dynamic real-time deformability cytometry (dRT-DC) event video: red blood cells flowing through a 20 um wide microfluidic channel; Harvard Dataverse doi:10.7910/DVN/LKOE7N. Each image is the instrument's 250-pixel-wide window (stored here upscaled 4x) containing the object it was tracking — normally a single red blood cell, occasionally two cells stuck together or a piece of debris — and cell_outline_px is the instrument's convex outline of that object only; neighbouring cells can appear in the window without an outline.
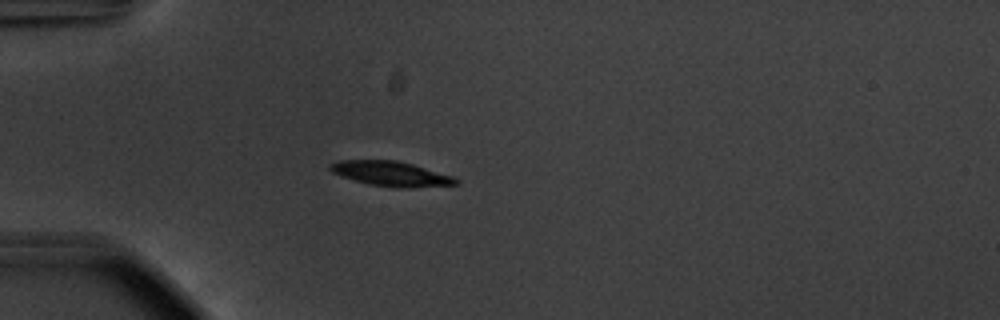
{"species": "common noctule bat (a hibernating species)", "species_latin": "Nyctalus noctula", "temperature_condition": "warm", "stored_images_in_passage": 40, "camera_frame_rate_fps": 3000, "um_per_image_px": 0.085, "animal": {"sex": "male", "body_mass_g": 20.1, "forearm_length_mm": 53.5}, "frame": {"image": 1, "passage_image": 1, "time_ms": 0.0, "image_size_px": [1000, 320], "cell_outline_px": [[460, 180], [456, 184], [408, 188], [400, 188], [368, 184], [340, 176], [332, 172], [328, 168], [328, 164], [340, 160], [396, 160], [412, 164], [452, 176]], "centroid_in_image_um": [33.18, 14.76], "position_along_channel_um": 51.8, "area_um2": 18.09}}
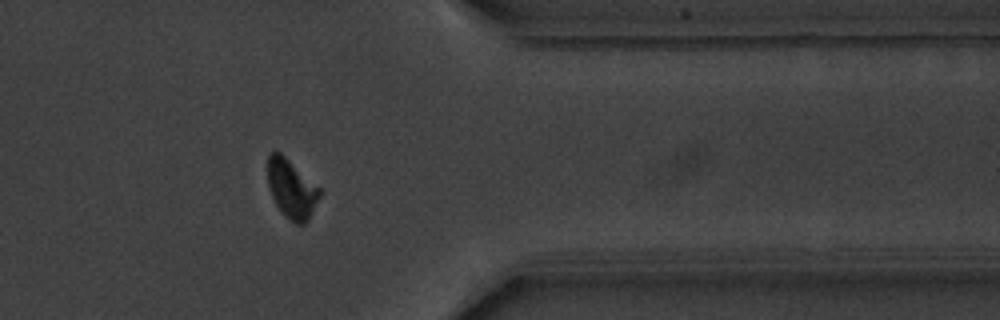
{"frame": {"image": 2, "passage_image": 30, "time_ms": 9.667, "image_size_px": [1000, 320], "cell_outline_px": [[320, 196], [308, 220], [304, 224], [296, 224], [284, 216], [276, 204], [272, 196], [268, 184], [268, 156], [272, 152], [280, 152], [320, 188]], "centroid_in_image_um": [24.78, 16.07], "position_along_channel_um": 386.6, "area_um2": 17.51}}
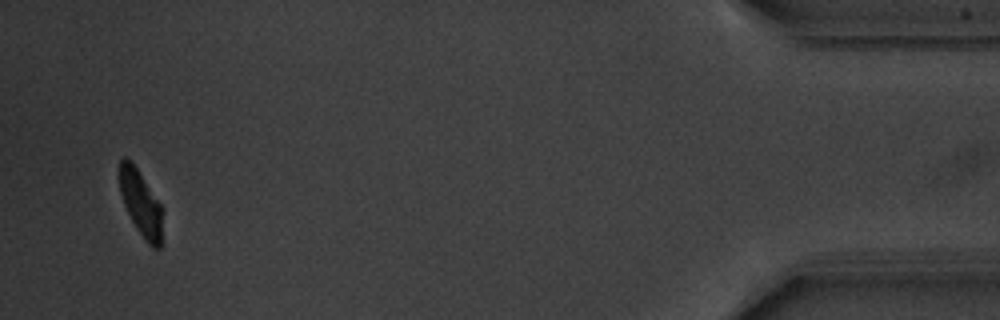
{"frame": {"image": 3, "passage_image": 38, "time_ms": 12.333, "image_size_px": [1000, 320], "cell_outline_px": [[160, 248], [152, 248], [148, 244], [136, 228], [124, 204], [120, 192], [116, 176], [120, 160], [124, 156], [136, 168], [160, 204]], "centroid_in_image_um": [11.88, 17.22], "position_along_channel_um": 423.3, "area_um2": 15.95}, "authors_computed_cell_mechanics": {"area_um2": 18.4382, "velocity_mm_per_s": 3.725, "shape_relaxation_time_tau1_ms": 4.0081, "shape_relaxation_time_tau2_ms": 1.4164, "deformation_change_tau1": 0.1963, "deformation_change_tau2": 0.0415}}